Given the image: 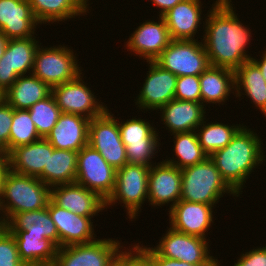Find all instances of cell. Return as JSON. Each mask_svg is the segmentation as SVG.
Returning a JSON list of instances; mask_svg holds the SVG:
<instances>
[{
    "instance_id": "obj_1",
    "label": "cell",
    "mask_w": 266,
    "mask_h": 266,
    "mask_svg": "<svg viewBox=\"0 0 266 266\" xmlns=\"http://www.w3.org/2000/svg\"><path fill=\"white\" fill-rule=\"evenodd\" d=\"M233 5L231 0L214 1L208 8L201 37L210 66L235 72L244 62L251 60L248 44L251 45L253 36L249 26L238 18Z\"/></svg>"
},
{
    "instance_id": "obj_2",
    "label": "cell",
    "mask_w": 266,
    "mask_h": 266,
    "mask_svg": "<svg viewBox=\"0 0 266 266\" xmlns=\"http://www.w3.org/2000/svg\"><path fill=\"white\" fill-rule=\"evenodd\" d=\"M258 135L243 125L227 146L209 156L223 179L239 196L252 172L266 162L263 140Z\"/></svg>"
},
{
    "instance_id": "obj_3",
    "label": "cell",
    "mask_w": 266,
    "mask_h": 266,
    "mask_svg": "<svg viewBox=\"0 0 266 266\" xmlns=\"http://www.w3.org/2000/svg\"><path fill=\"white\" fill-rule=\"evenodd\" d=\"M51 200V187L39 178L7 171L0 198V213L6 222L20 212L44 209Z\"/></svg>"
},
{
    "instance_id": "obj_4",
    "label": "cell",
    "mask_w": 266,
    "mask_h": 266,
    "mask_svg": "<svg viewBox=\"0 0 266 266\" xmlns=\"http://www.w3.org/2000/svg\"><path fill=\"white\" fill-rule=\"evenodd\" d=\"M181 172L182 189L180 200L214 205L216 207L219 200H222L220 198L227 194L228 196L241 198L226 183L209 156L200 163L182 169Z\"/></svg>"
},
{
    "instance_id": "obj_5",
    "label": "cell",
    "mask_w": 266,
    "mask_h": 266,
    "mask_svg": "<svg viewBox=\"0 0 266 266\" xmlns=\"http://www.w3.org/2000/svg\"><path fill=\"white\" fill-rule=\"evenodd\" d=\"M149 166L125 164L116 170L115 187L105 201V208L123 204L129 221H136L142 205L148 203ZM119 201V202H118Z\"/></svg>"
},
{
    "instance_id": "obj_6",
    "label": "cell",
    "mask_w": 266,
    "mask_h": 266,
    "mask_svg": "<svg viewBox=\"0 0 266 266\" xmlns=\"http://www.w3.org/2000/svg\"><path fill=\"white\" fill-rule=\"evenodd\" d=\"M41 44L34 56L32 74L51 88L75 79L83 71L78 64V55L71 46L59 44L45 47Z\"/></svg>"
},
{
    "instance_id": "obj_7",
    "label": "cell",
    "mask_w": 266,
    "mask_h": 266,
    "mask_svg": "<svg viewBox=\"0 0 266 266\" xmlns=\"http://www.w3.org/2000/svg\"><path fill=\"white\" fill-rule=\"evenodd\" d=\"M201 39L172 40L154 62L177 77L200 75L210 66Z\"/></svg>"
},
{
    "instance_id": "obj_8",
    "label": "cell",
    "mask_w": 266,
    "mask_h": 266,
    "mask_svg": "<svg viewBox=\"0 0 266 266\" xmlns=\"http://www.w3.org/2000/svg\"><path fill=\"white\" fill-rule=\"evenodd\" d=\"M165 234L152 248L162 257L191 264H220L221 260L210 253L209 238L188 235L167 227ZM208 240V241H207Z\"/></svg>"
},
{
    "instance_id": "obj_9",
    "label": "cell",
    "mask_w": 266,
    "mask_h": 266,
    "mask_svg": "<svg viewBox=\"0 0 266 266\" xmlns=\"http://www.w3.org/2000/svg\"><path fill=\"white\" fill-rule=\"evenodd\" d=\"M123 244V245H122ZM126 246L115 238L59 247L52 266H112Z\"/></svg>"
},
{
    "instance_id": "obj_10",
    "label": "cell",
    "mask_w": 266,
    "mask_h": 266,
    "mask_svg": "<svg viewBox=\"0 0 266 266\" xmlns=\"http://www.w3.org/2000/svg\"><path fill=\"white\" fill-rule=\"evenodd\" d=\"M88 144L116 170L128 163L118 120L109 109L90 120Z\"/></svg>"
},
{
    "instance_id": "obj_11",
    "label": "cell",
    "mask_w": 266,
    "mask_h": 266,
    "mask_svg": "<svg viewBox=\"0 0 266 266\" xmlns=\"http://www.w3.org/2000/svg\"><path fill=\"white\" fill-rule=\"evenodd\" d=\"M116 169L109 165L100 153L89 144L77 156L75 182L107 200L115 187Z\"/></svg>"
},
{
    "instance_id": "obj_12",
    "label": "cell",
    "mask_w": 266,
    "mask_h": 266,
    "mask_svg": "<svg viewBox=\"0 0 266 266\" xmlns=\"http://www.w3.org/2000/svg\"><path fill=\"white\" fill-rule=\"evenodd\" d=\"M83 77L81 72L75 79L52 87V95L62 113L79 114L91 120L102 115L108 107L97 99Z\"/></svg>"
},
{
    "instance_id": "obj_13",
    "label": "cell",
    "mask_w": 266,
    "mask_h": 266,
    "mask_svg": "<svg viewBox=\"0 0 266 266\" xmlns=\"http://www.w3.org/2000/svg\"><path fill=\"white\" fill-rule=\"evenodd\" d=\"M38 38L9 39L0 59V91L4 93L19 76L32 74L34 56L40 45Z\"/></svg>"
},
{
    "instance_id": "obj_14",
    "label": "cell",
    "mask_w": 266,
    "mask_h": 266,
    "mask_svg": "<svg viewBox=\"0 0 266 266\" xmlns=\"http://www.w3.org/2000/svg\"><path fill=\"white\" fill-rule=\"evenodd\" d=\"M148 71L145 82L140 87L135 105L144 113L147 111H159L161 107L174 99L177 76L164 70L154 61H147ZM143 109V110H142ZM146 110V111H145Z\"/></svg>"
},
{
    "instance_id": "obj_15",
    "label": "cell",
    "mask_w": 266,
    "mask_h": 266,
    "mask_svg": "<svg viewBox=\"0 0 266 266\" xmlns=\"http://www.w3.org/2000/svg\"><path fill=\"white\" fill-rule=\"evenodd\" d=\"M156 22L151 19L139 23L126 40L124 47L128 54L139 56L140 60L154 61L170 44L172 38L162 16ZM135 53V54H134Z\"/></svg>"
},
{
    "instance_id": "obj_16",
    "label": "cell",
    "mask_w": 266,
    "mask_h": 266,
    "mask_svg": "<svg viewBox=\"0 0 266 266\" xmlns=\"http://www.w3.org/2000/svg\"><path fill=\"white\" fill-rule=\"evenodd\" d=\"M182 189L181 169L165 162L152 164L149 170L148 202L154 207L170 205L168 210L180 201ZM172 202V203H171Z\"/></svg>"
},
{
    "instance_id": "obj_17",
    "label": "cell",
    "mask_w": 266,
    "mask_h": 266,
    "mask_svg": "<svg viewBox=\"0 0 266 266\" xmlns=\"http://www.w3.org/2000/svg\"><path fill=\"white\" fill-rule=\"evenodd\" d=\"M214 205L180 200L168 210L172 229L207 239V233L214 224Z\"/></svg>"
},
{
    "instance_id": "obj_18",
    "label": "cell",
    "mask_w": 266,
    "mask_h": 266,
    "mask_svg": "<svg viewBox=\"0 0 266 266\" xmlns=\"http://www.w3.org/2000/svg\"><path fill=\"white\" fill-rule=\"evenodd\" d=\"M47 209L58 232L59 247L86 244L98 239L94 230L96 226L92 222L94 217L76 215L69 210L60 208L51 200Z\"/></svg>"
},
{
    "instance_id": "obj_19",
    "label": "cell",
    "mask_w": 266,
    "mask_h": 266,
    "mask_svg": "<svg viewBox=\"0 0 266 266\" xmlns=\"http://www.w3.org/2000/svg\"><path fill=\"white\" fill-rule=\"evenodd\" d=\"M51 201L79 216L95 217L107 211L105 200L76 182L51 187Z\"/></svg>"
},
{
    "instance_id": "obj_20",
    "label": "cell",
    "mask_w": 266,
    "mask_h": 266,
    "mask_svg": "<svg viewBox=\"0 0 266 266\" xmlns=\"http://www.w3.org/2000/svg\"><path fill=\"white\" fill-rule=\"evenodd\" d=\"M39 25L28 0H0V31L8 39L36 37Z\"/></svg>"
},
{
    "instance_id": "obj_21",
    "label": "cell",
    "mask_w": 266,
    "mask_h": 266,
    "mask_svg": "<svg viewBox=\"0 0 266 266\" xmlns=\"http://www.w3.org/2000/svg\"><path fill=\"white\" fill-rule=\"evenodd\" d=\"M201 2L200 0H183L162 15L172 40H196V33L201 31L199 27L202 23L204 33L205 20L203 21V18L205 19L207 14L202 13L203 3Z\"/></svg>"
},
{
    "instance_id": "obj_22",
    "label": "cell",
    "mask_w": 266,
    "mask_h": 266,
    "mask_svg": "<svg viewBox=\"0 0 266 266\" xmlns=\"http://www.w3.org/2000/svg\"><path fill=\"white\" fill-rule=\"evenodd\" d=\"M161 121L168 133L196 131L205 120L206 110L202 103L173 99L160 109Z\"/></svg>"
},
{
    "instance_id": "obj_23",
    "label": "cell",
    "mask_w": 266,
    "mask_h": 266,
    "mask_svg": "<svg viewBox=\"0 0 266 266\" xmlns=\"http://www.w3.org/2000/svg\"><path fill=\"white\" fill-rule=\"evenodd\" d=\"M90 119L79 114L61 113L46 139L55 149L79 152L88 144Z\"/></svg>"
},
{
    "instance_id": "obj_24",
    "label": "cell",
    "mask_w": 266,
    "mask_h": 266,
    "mask_svg": "<svg viewBox=\"0 0 266 266\" xmlns=\"http://www.w3.org/2000/svg\"><path fill=\"white\" fill-rule=\"evenodd\" d=\"M16 240L20 260L26 266H52L58 246L43 235L9 231Z\"/></svg>"
},
{
    "instance_id": "obj_25",
    "label": "cell",
    "mask_w": 266,
    "mask_h": 266,
    "mask_svg": "<svg viewBox=\"0 0 266 266\" xmlns=\"http://www.w3.org/2000/svg\"><path fill=\"white\" fill-rule=\"evenodd\" d=\"M9 169L15 173L38 177L49 160V141L42 138L7 153Z\"/></svg>"
},
{
    "instance_id": "obj_26",
    "label": "cell",
    "mask_w": 266,
    "mask_h": 266,
    "mask_svg": "<svg viewBox=\"0 0 266 266\" xmlns=\"http://www.w3.org/2000/svg\"><path fill=\"white\" fill-rule=\"evenodd\" d=\"M36 20L40 24H57L91 12L89 0H28Z\"/></svg>"
},
{
    "instance_id": "obj_27",
    "label": "cell",
    "mask_w": 266,
    "mask_h": 266,
    "mask_svg": "<svg viewBox=\"0 0 266 266\" xmlns=\"http://www.w3.org/2000/svg\"><path fill=\"white\" fill-rule=\"evenodd\" d=\"M199 80L201 103L205 107L217 103L223 106L230 94H235V72L230 69L209 66L199 75Z\"/></svg>"
},
{
    "instance_id": "obj_28",
    "label": "cell",
    "mask_w": 266,
    "mask_h": 266,
    "mask_svg": "<svg viewBox=\"0 0 266 266\" xmlns=\"http://www.w3.org/2000/svg\"><path fill=\"white\" fill-rule=\"evenodd\" d=\"M246 97L250 98L255 109L266 117V80L258 66L252 61L244 62L235 71V95L238 100ZM241 98V99H240Z\"/></svg>"
},
{
    "instance_id": "obj_29",
    "label": "cell",
    "mask_w": 266,
    "mask_h": 266,
    "mask_svg": "<svg viewBox=\"0 0 266 266\" xmlns=\"http://www.w3.org/2000/svg\"><path fill=\"white\" fill-rule=\"evenodd\" d=\"M52 94V88L33 74L22 75L4 92V100L14 109L28 110Z\"/></svg>"
},
{
    "instance_id": "obj_30",
    "label": "cell",
    "mask_w": 266,
    "mask_h": 266,
    "mask_svg": "<svg viewBox=\"0 0 266 266\" xmlns=\"http://www.w3.org/2000/svg\"><path fill=\"white\" fill-rule=\"evenodd\" d=\"M78 152L55 149L49 142V160L37 177L49 187L74 183Z\"/></svg>"
},
{
    "instance_id": "obj_31",
    "label": "cell",
    "mask_w": 266,
    "mask_h": 266,
    "mask_svg": "<svg viewBox=\"0 0 266 266\" xmlns=\"http://www.w3.org/2000/svg\"><path fill=\"white\" fill-rule=\"evenodd\" d=\"M8 231H27L43 235L59 247V236L49 211L46 208L14 214L6 222Z\"/></svg>"
},
{
    "instance_id": "obj_32",
    "label": "cell",
    "mask_w": 266,
    "mask_h": 266,
    "mask_svg": "<svg viewBox=\"0 0 266 266\" xmlns=\"http://www.w3.org/2000/svg\"><path fill=\"white\" fill-rule=\"evenodd\" d=\"M171 136L174 138L172 139L174 154L172 159L166 157L165 162L182 170L200 163L208 157L199 144L196 131L174 133ZM174 156L176 157L174 158Z\"/></svg>"
},
{
    "instance_id": "obj_33",
    "label": "cell",
    "mask_w": 266,
    "mask_h": 266,
    "mask_svg": "<svg viewBox=\"0 0 266 266\" xmlns=\"http://www.w3.org/2000/svg\"><path fill=\"white\" fill-rule=\"evenodd\" d=\"M205 120L196 129V134L199 140V144L203 151L210 156L217 150H220L227 146L236 132L243 126V124H224L217 121ZM200 128V129H199Z\"/></svg>"
},
{
    "instance_id": "obj_34",
    "label": "cell",
    "mask_w": 266,
    "mask_h": 266,
    "mask_svg": "<svg viewBox=\"0 0 266 266\" xmlns=\"http://www.w3.org/2000/svg\"><path fill=\"white\" fill-rule=\"evenodd\" d=\"M136 117L129 118L126 121L117 118V120H121L118 121V126L123 144L126 146L127 144L161 142L159 130L153 126L154 124L145 121L148 120L147 118Z\"/></svg>"
},
{
    "instance_id": "obj_35",
    "label": "cell",
    "mask_w": 266,
    "mask_h": 266,
    "mask_svg": "<svg viewBox=\"0 0 266 266\" xmlns=\"http://www.w3.org/2000/svg\"><path fill=\"white\" fill-rule=\"evenodd\" d=\"M42 139L28 110L14 109L9 135V151Z\"/></svg>"
},
{
    "instance_id": "obj_36",
    "label": "cell",
    "mask_w": 266,
    "mask_h": 266,
    "mask_svg": "<svg viewBox=\"0 0 266 266\" xmlns=\"http://www.w3.org/2000/svg\"><path fill=\"white\" fill-rule=\"evenodd\" d=\"M28 111L42 138H46L52 131V128L55 126L62 113L52 94L35 103Z\"/></svg>"
},
{
    "instance_id": "obj_37",
    "label": "cell",
    "mask_w": 266,
    "mask_h": 266,
    "mask_svg": "<svg viewBox=\"0 0 266 266\" xmlns=\"http://www.w3.org/2000/svg\"><path fill=\"white\" fill-rule=\"evenodd\" d=\"M161 143H137L125 146L126 156L129 164L151 166L155 164L154 159L158 154ZM156 155V156H155Z\"/></svg>"
},
{
    "instance_id": "obj_38",
    "label": "cell",
    "mask_w": 266,
    "mask_h": 266,
    "mask_svg": "<svg viewBox=\"0 0 266 266\" xmlns=\"http://www.w3.org/2000/svg\"><path fill=\"white\" fill-rule=\"evenodd\" d=\"M174 99L201 103L199 75L179 76Z\"/></svg>"
},
{
    "instance_id": "obj_39",
    "label": "cell",
    "mask_w": 266,
    "mask_h": 266,
    "mask_svg": "<svg viewBox=\"0 0 266 266\" xmlns=\"http://www.w3.org/2000/svg\"><path fill=\"white\" fill-rule=\"evenodd\" d=\"M0 266H26L20 260L15 238L7 229L0 235Z\"/></svg>"
},
{
    "instance_id": "obj_40",
    "label": "cell",
    "mask_w": 266,
    "mask_h": 266,
    "mask_svg": "<svg viewBox=\"0 0 266 266\" xmlns=\"http://www.w3.org/2000/svg\"><path fill=\"white\" fill-rule=\"evenodd\" d=\"M14 108L5 100L0 103V147L9 152V135Z\"/></svg>"
},
{
    "instance_id": "obj_41",
    "label": "cell",
    "mask_w": 266,
    "mask_h": 266,
    "mask_svg": "<svg viewBox=\"0 0 266 266\" xmlns=\"http://www.w3.org/2000/svg\"><path fill=\"white\" fill-rule=\"evenodd\" d=\"M140 243V244H139ZM151 260L153 266H220V264H191L160 256L151 246L135 243Z\"/></svg>"
},
{
    "instance_id": "obj_42",
    "label": "cell",
    "mask_w": 266,
    "mask_h": 266,
    "mask_svg": "<svg viewBox=\"0 0 266 266\" xmlns=\"http://www.w3.org/2000/svg\"><path fill=\"white\" fill-rule=\"evenodd\" d=\"M240 254V257H237L239 259L232 266H266V244L244 253L242 251Z\"/></svg>"
},
{
    "instance_id": "obj_43",
    "label": "cell",
    "mask_w": 266,
    "mask_h": 266,
    "mask_svg": "<svg viewBox=\"0 0 266 266\" xmlns=\"http://www.w3.org/2000/svg\"><path fill=\"white\" fill-rule=\"evenodd\" d=\"M124 266L153 265L150 258L135 243H131L129 247L124 248Z\"/></svg>"
},
{
    "instance_id": "obj_44",
    "label": "cell",
    "mask_w": 266,
    "mask_h": 266,
    "mask_svg": "<svg viewBox=\"0 0 266 266\" xmlns=\"http://www.w3.org/2000/svg\"><path fill=\"white\" fill-rule=\"evenodd\" d=\"M149 1V0H148ZM153 4V6L158 8L159 15L162 16L165 14L168 10L173 8L176 4L180 3L183 0H150Z\"/></svg>"
},
{
    "instance_id": "obj_45",
    "label": "cell",
    "mask_w": 266,
    "mask_h": 266,
    "mask_svg": "<svg viewBox=\"0 0 266 266\" xmlns=\"http://www.w3.org/2000/svg\"><path fill=\"white\" fill-rule=\"evenodd\" d=\"M8 170L7 154H0V198L2 195L3 180Z\"/></svg>"
},
{
    "instance_id": "obj_46",
    "label": "cell",
    "mask_w": 266,
    "mask_h": 266,
    "mask_svg": "<svg viewBox=\"0 0 266 266\" xmlns=\"http://www.w3.org/2000/svg\"><path fill=\"white\" fill-rule=\"evenodd\" d=\"M263 49V54L261 56L259 55V57H261L260 59H257L256 57L252 56L251 60L258 66L263 77L266 80V48L264 47Z\"/></svg>"
},
{
    "instance_id": "obj_47",
    "label": "cell",
    "mask_w": 266,
    "mask_h": 266,
    "mask_svg": "<svg viewBox=\"0 0 266 266\" xmlns=\"http://www.w3.org/2000/svg\"><path fill=\"white\" fill-rule=\"evenodd\" d=\"M9 39L0 31V59L4 55Z\"/></svg>"
},
{
    "instance_id": "obj_48",
    "label": "cell",
    "mask_w": 266,
    "mask_h": 266,
    "mask_svg": "<svg viewBox=\"0 0 266 266\" xmlns=\"http://www.w3.org/2000/svg\"><path fill=\"white\" fill-rule=\"evenodd\" d=\"M112 266H124V249L117 256L115 263Z\"/></svg>"
},
{
    "instance_id": "obj_49",
    "label": "cell",
    "mask_w": 266,
    "mask_h": 266,
    "mask_svg": "<svg viewBox=\"0 0 266 266\" xmlns=\"http://www.w3.org/2000/svg\"><path fill=\"white\" fill-rule=\"evenodd\" d=\"M7 229L6 220L4 216L0 213V235Z\"/></svg>"
},
{
    "instance_id": "obj_50",
    "label": "cell",
    "mask_w": 266,
    "mask_h": 266,
    "mask_svg": "<svg viewBox=\"0 0 266 266\" xmlns=\"http://www.w3.org/2000/svg\"><path fill=\"white\" fill-rule=\"evenodd\" d=\"M4 100V93L0 91V103Z\"/></svg>"
},
{
    "instance_id": "obj_51",
    "label": "cell",
    "mask_w": 266,
    "mask_h": 266,
    "mask_svg": "<svg viewBox=\"0 0 266 266\" xmlns=\"http://www.w3.org/2000/svg\"><path fill=\"white\" fill-rule=\"evenodd\" d=\"M0 154H7V153L0 147Z\"/></svg>"
}]
</instances>
